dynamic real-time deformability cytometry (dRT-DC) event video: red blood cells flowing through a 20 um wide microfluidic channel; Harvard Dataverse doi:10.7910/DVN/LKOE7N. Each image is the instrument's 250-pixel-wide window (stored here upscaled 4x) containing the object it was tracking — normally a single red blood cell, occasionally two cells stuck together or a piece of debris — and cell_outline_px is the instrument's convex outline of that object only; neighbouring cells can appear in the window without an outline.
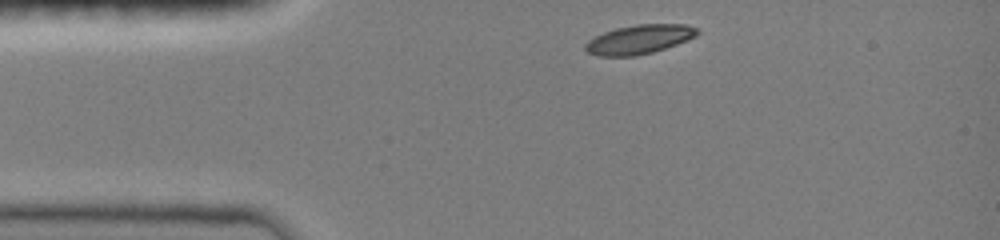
{"species": "common noctule bat (a hibernating species)", "species_latin": "Nyctalus noctula", "temperature_condition": "room temperature", "stored_images_in_passage": 20, "camera_frame_rate_fps": 3000, "um_per_image_px": 0.085, "animal": {"sex": "female", "body_mass_g": 19.0, "forearm_length_mm": 51.5}, "frame": {"image": 1, "passage_image": 1, "time_ms": 0.0, "image_size_px": [1000, 240], "cell_outline_px": [[700, 32], [696, 36], [688, 40], [652, 52], [636, 56], [596, 56], [588, 52], [584, 48], [584, 44], [588, 40], [604, 32], [616, 28], [636, 24], [684, 24], [700, 28]], "centroid_in_image_um": [54.34, 3.34], "position_along_channel_um": 30.7, "area_um2": 19.07}}
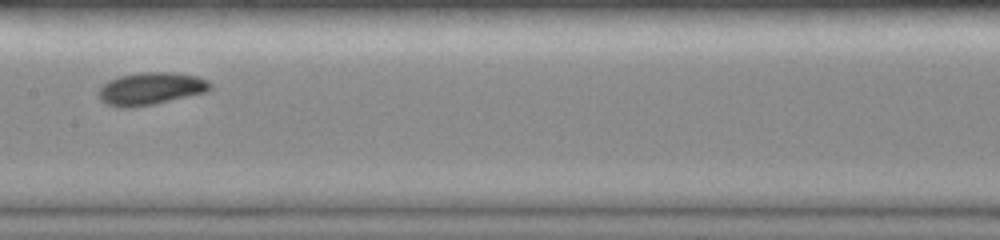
{"frame": {"image": 2, "passage_image": 9, "time_ms": 5.0, "image_size_px": [1000, 240], "cell_outline_px": [[212, 88], [204, 92], [156, 104], [132, 108], [124, 108], [108, 104], [100, 100], [96, 92], [108, 80], [120, 76], [140, 72], [172, 72], [196, 76], [208, 80], [212, 84]], "centroid_in_image_um": [12.79, 7.54], "position_along_channel_um": 194.6, "area_um2": 21.21}}
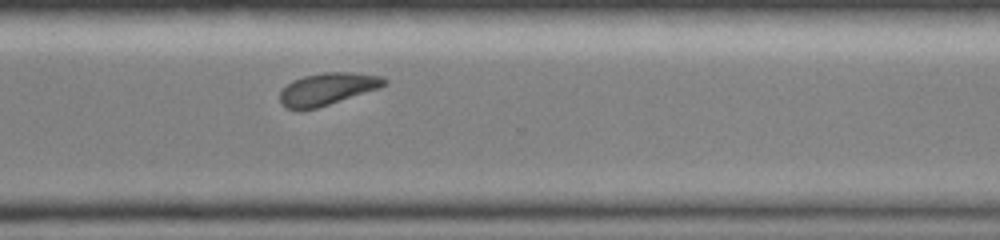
{"frame": {"image": 3, "passage_image": 20, "time_ms": 8.667, "image_size_px": [1000, 240], "cell_outline_px": [[388, 80], [380, 88], [316, 108], [300, 112], [284, 108], [280, 104], [280, 92], [292, 80], [304, 76], [324, 72], [352, 72], [384, 76]], "centroid_in_image_um": [27.8, 7.58], "position_along_channel_um": 342.8, "area_um2": 19.83}}